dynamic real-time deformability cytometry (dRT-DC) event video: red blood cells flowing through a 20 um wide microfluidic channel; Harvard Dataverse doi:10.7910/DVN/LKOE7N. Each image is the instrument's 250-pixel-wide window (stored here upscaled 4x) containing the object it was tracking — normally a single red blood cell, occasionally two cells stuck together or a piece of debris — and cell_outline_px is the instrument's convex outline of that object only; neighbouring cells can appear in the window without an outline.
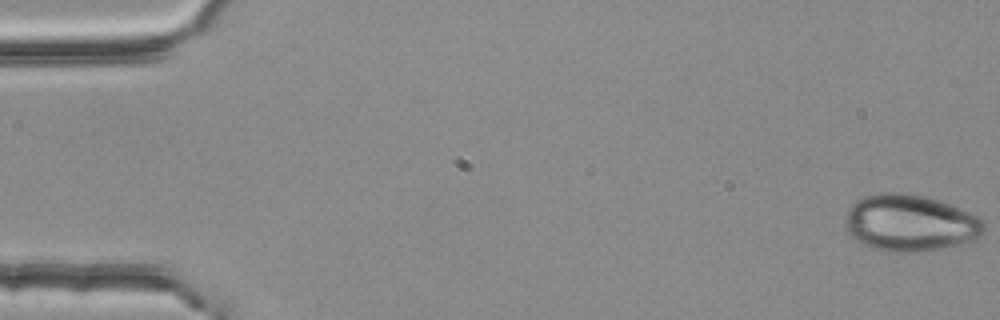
{"species": "common noctule bat (a hibernating species)", "species_latin": "Nyctalus noctula", "temperature_condition": "room temperature", "stored_images_in_passage": 54, "camera_frame_rate_fps": 3000, "um_per_image_px": 0.085, "animal": {"sex": "female", "body_mass_g": 25.1}, "frame": {"image": 1, "passage_image": 1, "time_ms": 0.0, "image_size_px": [1000, 320], "cell_outline_px": [[984, 232], [976, 240], [968, 244], [916, 252], [888, 252], [872, 248], [856, 240], [848, 232], [844, 220], [848, 208], [856, 200], [864, 196], [880, 192], [904, 192], [924, 196], [940, 200], [952, 204], [980, 216], [984, 224]], "centroid_in_image_um": [77.4, 18.95], "position_along_channel_um": 7.6, "area_um2": 46.64}}
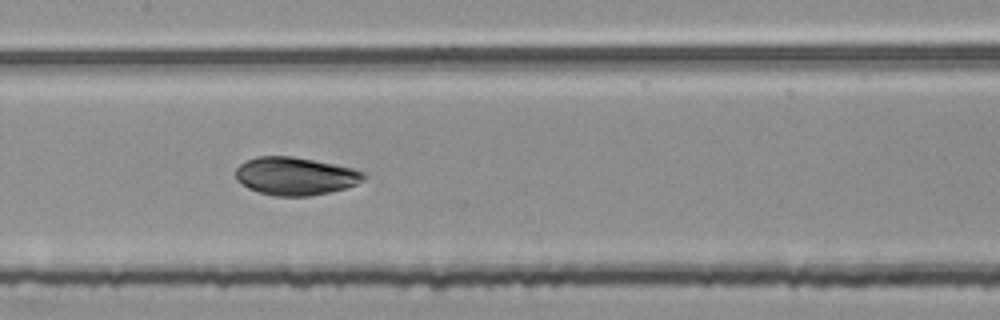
{"frame": {"image": 2, "passage_image": 27, "time_ms": 8.667, "image_size_px": [1000, 320], "cell_outline_px": [[364, 180], [356, 184], [344, 188], [328, 192], [308, 196], [272, 196], [248, 188], [236, 180], [236, 168], [240, 164], [256, 156], [292, 156], [352, 168], [364, 172]], "centroid_in_image_um": [25.07, 14.97], "position_along_channel_um": 182.3, "area_um2": 28.03}}
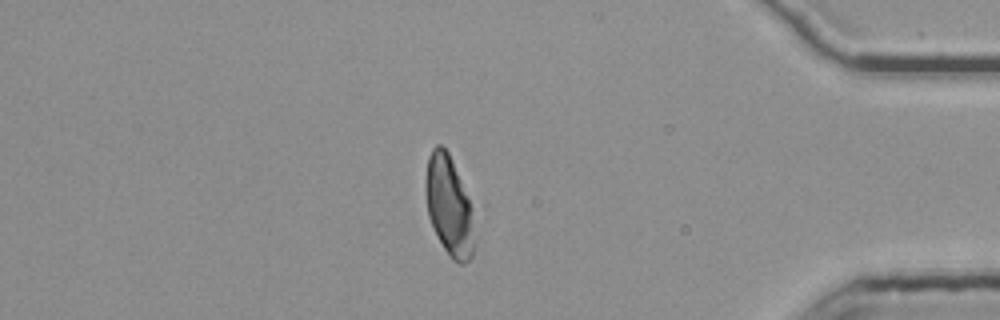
{"frame": {"image": 3, "passage_image": 47, "time_ms": 15.333, "image_size_px": [1000, 320], "cell_outline_px": [[476, 244], [472, 256], [464, 264], [460, 264], [452, 260], [444, 248], [428, 216], [424, 188], [424, 180], [428, 156], [432, 148], [436, 144], [440, 144], [448, 152], [472, 208], [476, 240]], "centroid_in_image_um": [38.17, 17.53], "position_along_channel_um": 397.0, "area_um2": 28.5}}